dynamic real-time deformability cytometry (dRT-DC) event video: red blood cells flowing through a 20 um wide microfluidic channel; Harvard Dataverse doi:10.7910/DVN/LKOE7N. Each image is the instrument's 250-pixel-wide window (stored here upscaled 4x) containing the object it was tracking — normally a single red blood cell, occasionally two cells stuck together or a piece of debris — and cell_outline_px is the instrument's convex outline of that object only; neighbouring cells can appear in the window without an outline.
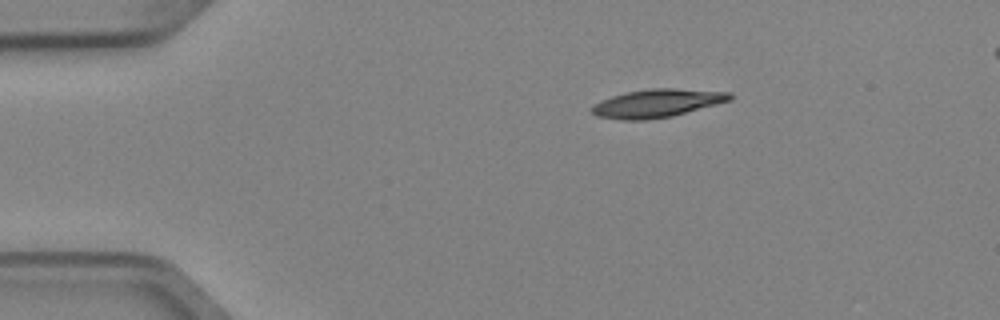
{"species": "Egyptian fruit bat (a non-hibernating species)", "species_latin": "Rousettus aegyptiacus", "temperature_condition": "cold", "stored_images_in_passage": 5, "camera_frame_rate_fps": 3000, "um_per_image_px": 0.085, "animal": {"sex": "female"}, "frame": {"image": 1, "passage_image": 1, "time_ms": 0.0, "image_size_px": [1000, 320], "cell_outline_px": [[732, 100], [672, 116], [644, 120], [624, 120], [596, 116], [588, 108], [592, 104], [600, 100], [624, 92], [652, 88], [676, 88], [732, 92]], "centroid_in_image_um": [55.82, 8.77], "position_along_channel_um": 29.2, "area_um2": 22.89}}
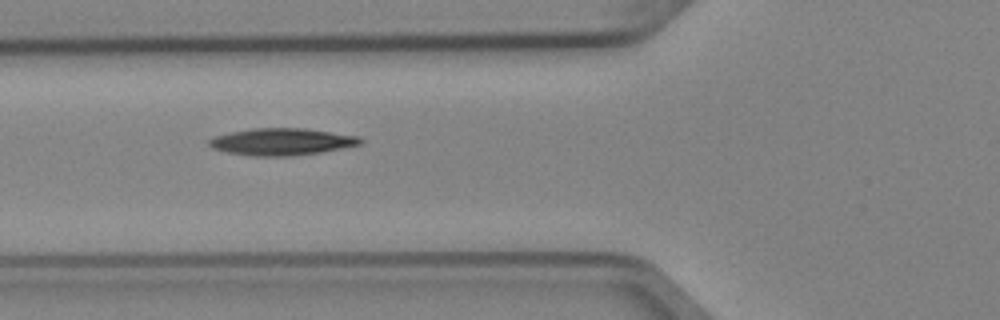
{"frame": {"image": 2, "passage_image": 4, "time_ms": 1.0, "image_size_px": [1000, 320], "cell_outline_px": [[364, 140], [360, 144], [324, 152], [288, 156], [252, 156], [228, 152], [212, 148], [208, 144], [208, 140], [212, 136], [252, 128], [304, 128], [360, 136]], "centroid_in_image_um": [23.95, 12.04], "position_along_channel_um": 101.8, "area_um2": 23.87}}